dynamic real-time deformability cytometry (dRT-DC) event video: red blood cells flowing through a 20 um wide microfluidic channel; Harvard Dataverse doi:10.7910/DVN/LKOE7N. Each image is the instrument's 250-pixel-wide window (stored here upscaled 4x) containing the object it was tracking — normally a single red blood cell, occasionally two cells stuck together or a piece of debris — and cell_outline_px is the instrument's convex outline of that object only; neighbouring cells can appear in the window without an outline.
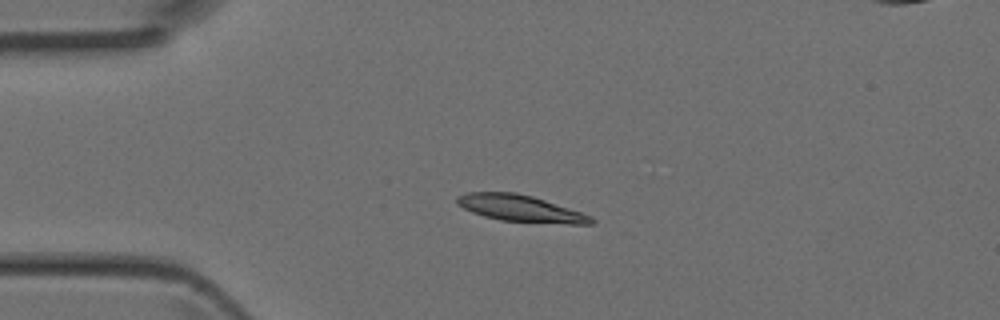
{"species": "Egyptian fruit bat (a non-hibernating species)", "species_latin": "Rousettus aegyptiacus", "temperature_condition": "room temperature", "stored_images_in_passage": 5, "camera_frame_rate_fps": 3000, "um_per_image_px": 0.085, "animal": {"sex": "female"}, "frame": {"image": 1, "passage_image": 3, "time_ms": 0.667, "image_size_px": [1000, 320], "cell_outline_px": [[596, 224], [568, 224], [500, 220], [484, 216], [472, 212], [456, 204], [456, 196], [468, 192], [516, 192], [532, 196], [592, 216], [596, 220]], "centroid_in_image_um": [44.23, 17.71], "position_along_channel_um": 40.8, "area_um2": 20.75}}
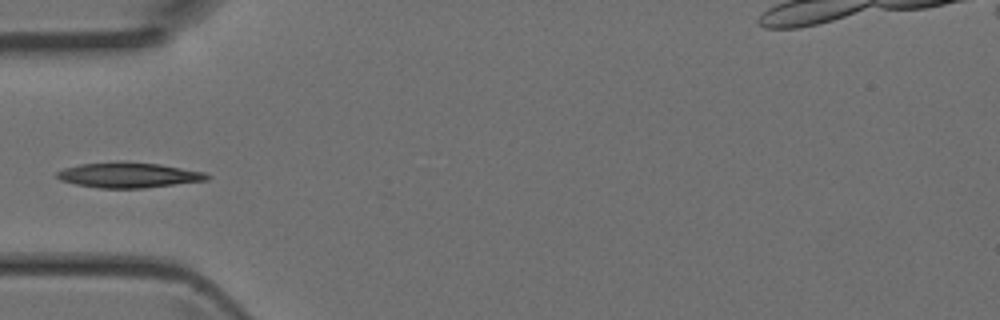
{"frame": {"image": 2, "passage_image": 4, "time_ms": 1.0, "image_size_px": [1000, 320], "cell_outline_px": [[212, 176], [208, 180], [144, 188], [100, 188], [76, 184], [60, 180], [56, 176], [56, 172], [64, 168], [80, 164], [160, 164], [204, 172]], "centroid_in_image_um": [10.96, 14.92], "position_along_channel_um": 74.0, "area_um2": 21.15}}
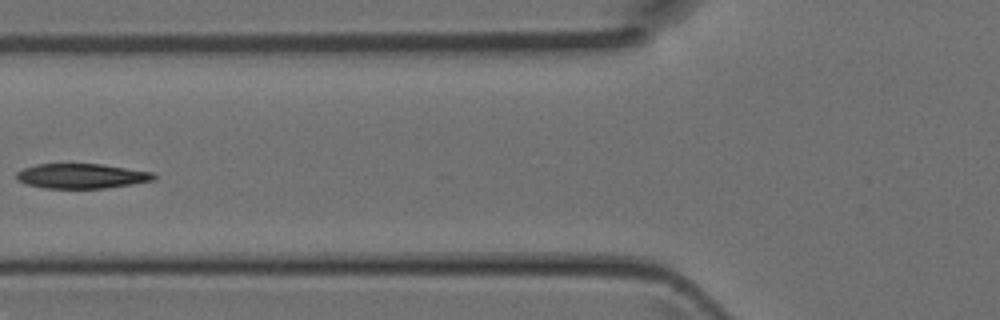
{"frame": {"image": 3, "passage_image": 5, "time_ms": 1.333, "image_size_px": [1000, 320], "cell_outline_px": [[156, 180], [132, 184], [104, 188], [44, 188], [24, 184], [16, 180], [16, 172], [24, 168], [36, 164], [100, 164], [152, 172], [156, 176]], "centroid_in_image_um": [6.89, 14.97], "position_along_channel_um": 118.9, "area_um2": 19.88}}